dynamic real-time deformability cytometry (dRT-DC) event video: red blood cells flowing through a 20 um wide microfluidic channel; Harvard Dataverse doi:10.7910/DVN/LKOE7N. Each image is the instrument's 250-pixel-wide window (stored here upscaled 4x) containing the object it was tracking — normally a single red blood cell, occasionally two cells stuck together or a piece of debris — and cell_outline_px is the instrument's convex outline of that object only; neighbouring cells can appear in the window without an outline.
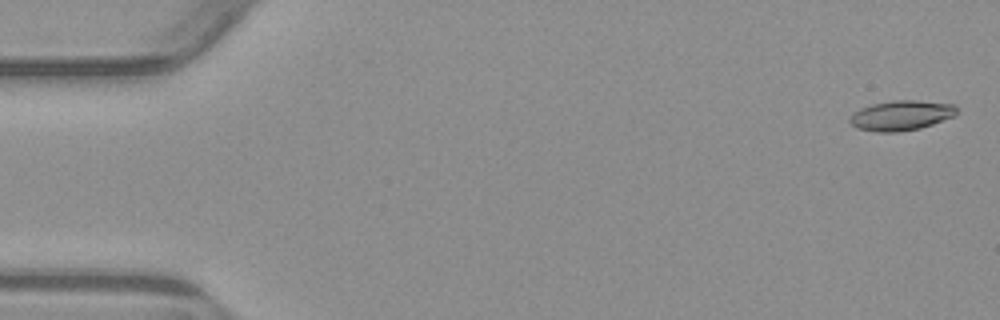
{"species": "common noctule bat (a hibernating species)", "species_latin": "Nyctalus noctula", "temperature_condition": "warm", "stored_images_in_passage": 4, "camera_frame_rate_fps": 3000, "um_per_image_px": 0.085, "animal": {"sex": "male", "body_mass_g": 23.1, "forearm_length_mm": 52.7}, "frame": {"image": 1, "passage_image": 1, "time_ms": 0.0, "image_size_px": [1000, 320], "cell_outline_px": [[960, 112], [956, 116], [920, 128], [900, 132], [876, 132], [856, 128], [848, 120], [848, 116], [860, 108], [872, 104], [892, 100], [916, 100], [956, 104]], "centroid_in_image_um": [76.63, 9.81], "position_along_channel_um": 8.4, "area_um2": 19.07}}
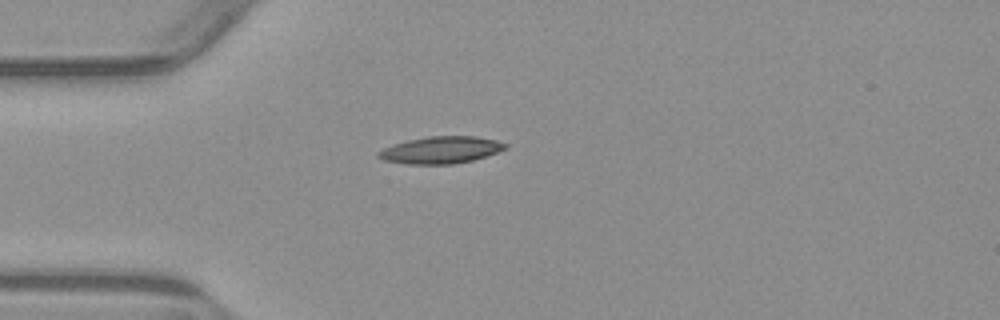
{"frame": {"image": 2, "passage_image": 4, "time_ms": 4.333, "image_size_px": [1000, 320], "cell_outline_px": [[508, 148], [472, 160], [452, 164], [408, 164], [384, 160], [376, 156], [376, 152], [392, 144], [408, 140], [428, 136], [476, 136], [496, 140], [508, 144]], "centroid_in_image_um": [37.45, 12.74], "position_along_channel_um": 47.5, "area_um2": 19.94}}